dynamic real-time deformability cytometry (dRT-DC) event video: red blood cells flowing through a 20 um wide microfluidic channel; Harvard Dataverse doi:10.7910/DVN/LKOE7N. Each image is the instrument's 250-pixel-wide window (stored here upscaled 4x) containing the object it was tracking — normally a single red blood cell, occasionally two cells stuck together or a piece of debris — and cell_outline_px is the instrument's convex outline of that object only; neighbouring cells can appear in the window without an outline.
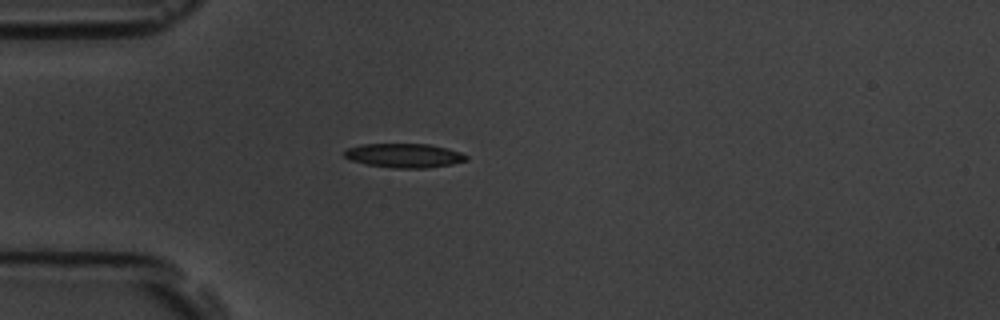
{"species": "common noctule bat (a hibernating species)", "species_latin": "Nyctalus noctula", "temperature_condition": "room temperature", "stored_images_in_passage": 4, "camera_frame_rate_fps": 3000, "um_per_image_px": 0.085, "animal": {"sex": "male", "body_mass_g": 19.5, "forearm_length_mm": 54.6}, "frame": {"image": 1, "passage_image": 4, "time_ms": 3.333, "image_size_px": [1000, 320], "cell_outline_px": [[468, 160], [452, 164], [424, 168], [392, 168], [368, 164], [352, 160], [344, 156], [344, 152], [348, 148], [360, 144], [428, 144], [448, 148], [460, 152], [468, 156]], "centroid_in_image_um": [34.38, 13.21], "position_along_channel_um": 50.6, "area_um2": 17.05}}